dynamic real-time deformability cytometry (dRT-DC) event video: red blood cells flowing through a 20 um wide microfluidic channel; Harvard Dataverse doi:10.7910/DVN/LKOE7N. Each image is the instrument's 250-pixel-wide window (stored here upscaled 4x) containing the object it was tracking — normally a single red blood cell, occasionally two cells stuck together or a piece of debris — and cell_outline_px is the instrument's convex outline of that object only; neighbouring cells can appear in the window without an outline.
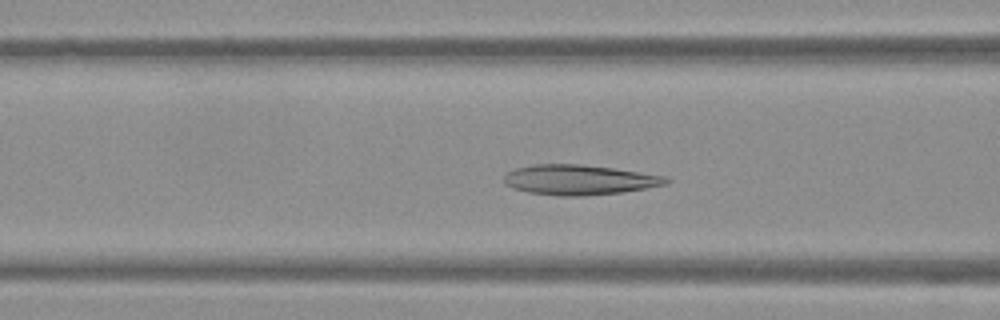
{"species": "Egyptian fruit bat (a non-hibernating species)", "species_latin": "Rousettus aegyptiacus", "temperature_condition": "warm", "stored_images_in_passage": 53, "camera_frame_rate_fps": 3000, "um_per_image_px": 0.085, "frame": {"image": 1, "passage_image": 21, "time_ms": 6.667, "image_size_px": [1000, 320], "cell_outline_px": [[672, 180], [668, 184], [624, 192], [580, 196], [560, 196], [528, 192], [512, 188], [504, 184], [504, 176], [508, 172], [516, 168], [532, 164], [580, 164], [612, 168], [668, 176]], "centroid_in_image_um": [49.25, 15.28], "position_along_channel_um": 117.3, "area_um2": 28.55}}
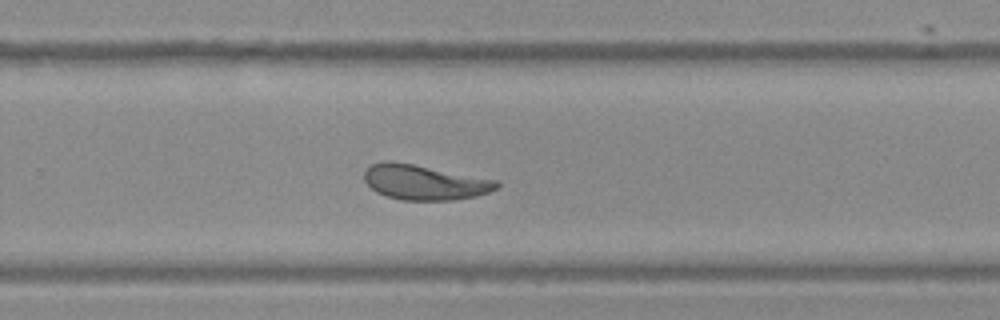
{"frame": {"image": 2, "passage_image": 35, "time_ms": 11.333, "image_size_px": [1000, 320], "cell_outline_px": [[500, 184], [496, 188], [488, 192], [476, 196], [452, 200], [400, 200], [376, 192], [364, 180], [364, 172], [372, 164], [380, 160], [392, 160], [500, 180]], "centroid_in_image_um": [36.08, 15.48], "position_along_channel_um": 293.7, "area_um2": 27.17}}
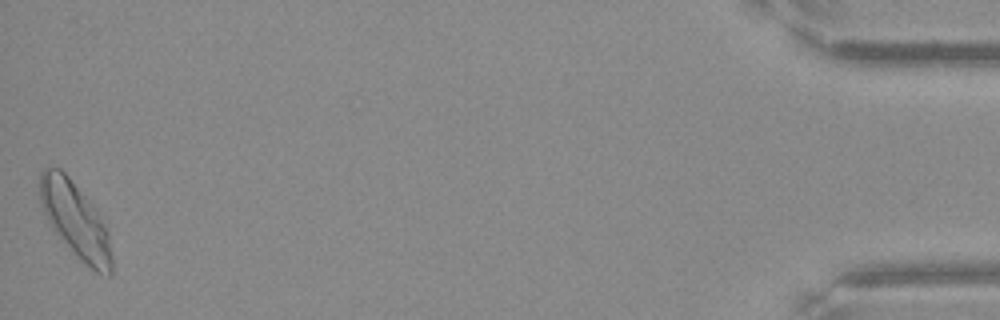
{"frame": {"image": 3, "passage_image": 53, "time_ms": 17.333, "image_size_px": [1000, 320], "cell_outline_px": [[112, 276], [108, 276], [96, 272], [76, 256], [52, 228], [44, 212], [40, 200], [40, 172], [44, 168], [60, 168], [68, 176], [84, 196], [96, 212], [108, 232], [112, 256]], "centroid_in_image_um": [6.41, 18.74], "position_along_channel_um": 428.8, "area_um2": 30.75}, "authors_computed_cell_mechanics": {"area_um2": 28.1486, "velocity_mm_per_s": 3.7844, "shape_relaxation_time_tau1_ms": null, "shape_relaxation_time_tau2_ms": 1.73, "deformation_change_tau1": null, "deformation_change_tau2": 0.0806}}